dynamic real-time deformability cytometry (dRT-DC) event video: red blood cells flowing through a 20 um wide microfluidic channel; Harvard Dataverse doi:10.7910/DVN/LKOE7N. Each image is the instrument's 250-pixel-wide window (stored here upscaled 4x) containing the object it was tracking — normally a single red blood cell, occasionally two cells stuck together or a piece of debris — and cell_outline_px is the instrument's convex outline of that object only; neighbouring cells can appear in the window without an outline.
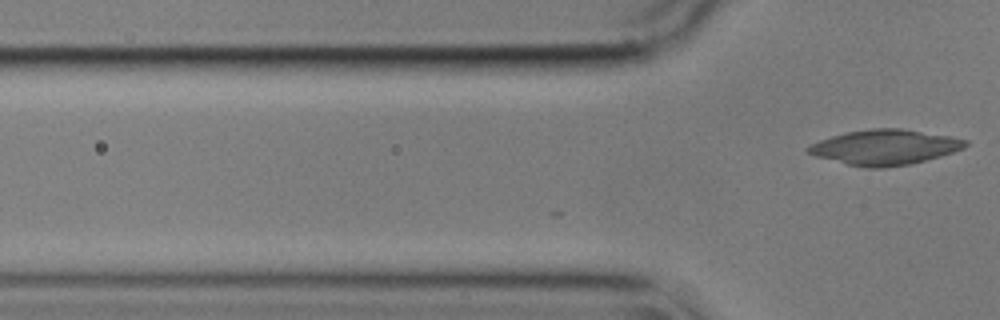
{"species": "common noctule bat (a hibernating species)", "species_latin": "Nyctalus noctula", "temperature_condition": "cold", "stored_images_in_passage": 2, "camera_frame_rate_fps": 3000, "um_per_image_px": 0.085, "animal": {"sex": "male", "body_mass_g": 17.9}, "frame": {"image": 1, "passage_image": 2, "time_ms": 0.333, "image_size_px": [1000, 320], "cell_outline_px": [[968, 144], [964, 148], [940, 156], [908, 164], [884, 168], [864, 168], [816, 156], [804, 152], [804, 148], [820, 140], [832, 136], [848, 132], [872, 128], [900, 128], [948, 136], [968, 140]], "centroid_in_image_um": [75.18, 12.52], "position_along_channel_um": 50.6, "area_um2": 31.91}}